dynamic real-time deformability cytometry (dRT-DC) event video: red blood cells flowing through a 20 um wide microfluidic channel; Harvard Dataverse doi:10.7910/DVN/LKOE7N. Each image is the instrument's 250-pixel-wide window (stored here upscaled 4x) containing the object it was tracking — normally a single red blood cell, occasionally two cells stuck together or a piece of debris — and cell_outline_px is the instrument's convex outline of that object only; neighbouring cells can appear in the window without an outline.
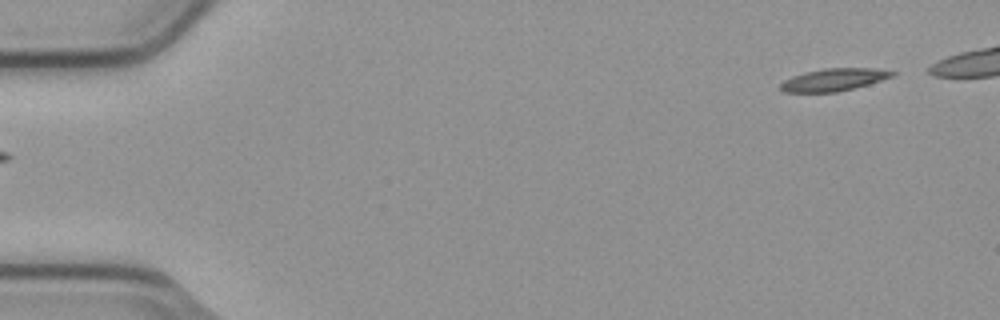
{"species": "common noctule bat (a hibernating species)", "species_latin": "Nyctalus noctula", "temperature_condition": "cold", "stored_images_in_passage": 6, "camera_frame_rate_fps": 3000, "um_per_image_px": 0.085, "animal": {"sex": "male", "body_mass_g": 23.1, "forearm_length_mm": 52.7}, "frame": {"image": 1, "passage_image": 6, "time_ms": 1.667, "image_size_px": [1000, 320], "cell_outline_px": [[896, 72], [892, 76], [868, 84], [836, 92], [784, 92], [780, 88], [780, 84], [784, 80], [792, 76], [824, 68], [872, 68]], "centroid_in_image_um": [70.83, 6.77], "position_along_channel_um": 14.2, "area_um2": 14.28}}